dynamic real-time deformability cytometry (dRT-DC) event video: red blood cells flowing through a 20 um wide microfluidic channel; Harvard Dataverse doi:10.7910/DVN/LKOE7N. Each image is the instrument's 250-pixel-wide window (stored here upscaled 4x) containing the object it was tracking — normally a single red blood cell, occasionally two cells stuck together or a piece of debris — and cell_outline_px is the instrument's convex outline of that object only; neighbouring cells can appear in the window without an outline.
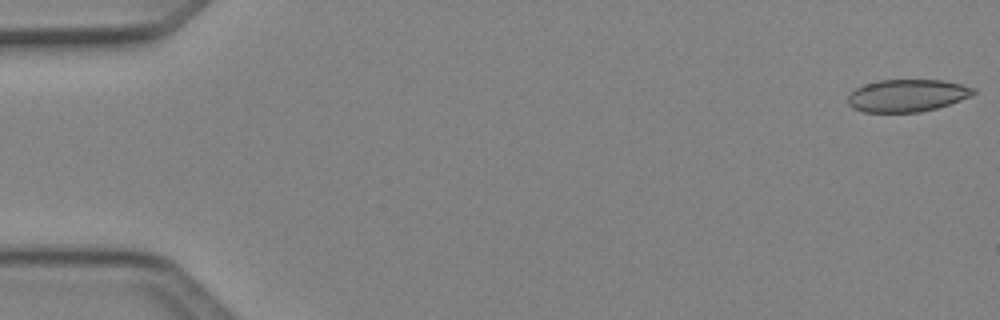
{"species": "Egyptian fruit bat (a non-hibernating species)", "species_latin": "Rousettus aegyptiacus", "temperature_condition": "cold", "stored_images_in_passage": 5, "camera_frame_rate_fps": 3000, "um_per_image_px": 0.085, "animal": {"sex": "female"}, "frame": {"image": 1, "passage_image": 1, "time_ms": 0.0, "image_size_px": [1000, 320], "cell_outline_px": [[976, 92], [972, 96], [936, 108], [920, 112], [864, 112], [852, 108], [848, 104], [848, 96], [856, 88], [864, 84], [880, 80], [944, 80], [976, 88]], "centroid_in_image_um": [77.11, 8.12], "position_along_channel_um": 7.9, "area_um2": 23.7}}
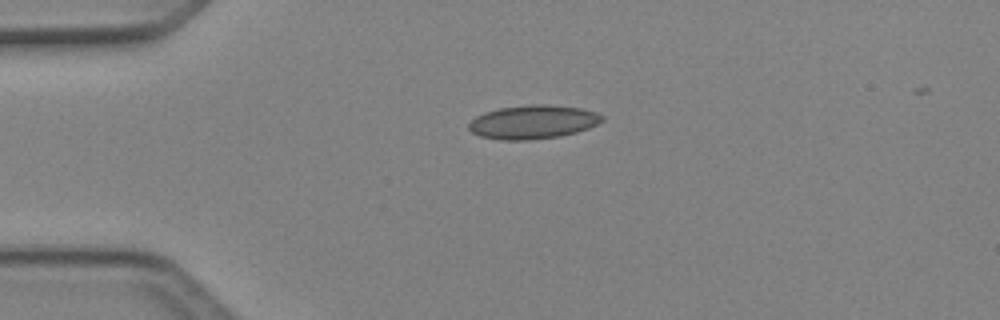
{"frame": {"image": 2, "passage_image": 4, "time_ms": 1.0, "image_size_px": [1000, 320], "cell_outline_px": [[604, 120], [588, 128], [576, 132], [560, 136], [528, 140], [500, 140], [480, 136], [472, 132], [468, 128], [468, 124], [476, 116], [484, 112], [500, 108], [532, 104], [548, 104], [580, 108], [596, 112], [604, 116]], "centroid_in_image_um": [45.3, 10.37], "position_along_channel_um": 39.7, "area_um2": 26.18}}